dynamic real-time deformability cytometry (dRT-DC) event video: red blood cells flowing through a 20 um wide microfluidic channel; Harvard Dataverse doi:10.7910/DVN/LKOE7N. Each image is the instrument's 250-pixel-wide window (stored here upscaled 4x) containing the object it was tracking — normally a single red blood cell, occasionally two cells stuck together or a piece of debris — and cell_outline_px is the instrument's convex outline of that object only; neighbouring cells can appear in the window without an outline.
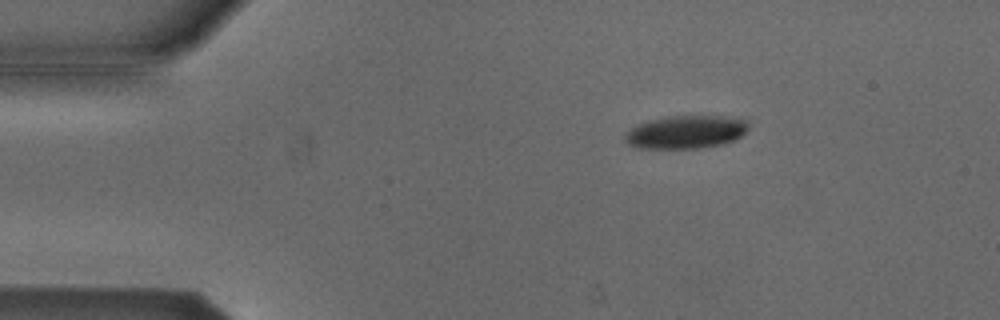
{"species": "Egyptian fruit bat (a non-hibernating species)", "species_latin": "Rousettus aegyptiacus", "temperature_condition": "cold", "stored_images_in_passage": 52, "camera_frame_rate_fps": 3000, "um_per_image_px": 0.085, "animal": {"sex": "male"}, "frame": {"image": 1, "passage_image": 7, "time_ms": 2.0, "image_size_px": [1000, 320], "cell_outline_px": [[748, 128], [736, 140], [724, 144], [700, 148], [640, 148], [628, 144], [624, 140], [624, 136], [636, 124], [648, 120], [668, 116], [720, 116], [748, 120]], "centroid_in_image_um": [58.3, 11.22], "position_along_channel_um": 26.7, "area_um2": 23.81}}
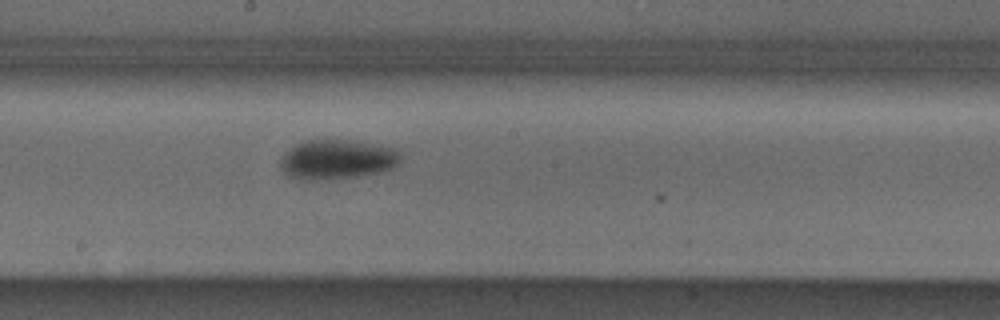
{"frame": {"image": 2, "passage_image": 27, "time_ms": 8.667, "image_size_px": [1000, 320], "cell_outline_px": [[400, 164], [384, 172], [328, 180], [300, 180], [284, 172], [280, 168], [280, 160], [284, 152], [296, 144], [308, 140], [352, 140], [396, 148], [400, 152]], "centroid_in_image_um": [28.67, 13.56], "position_along_channel_um": 219.5, "area_um2": 28.03}}
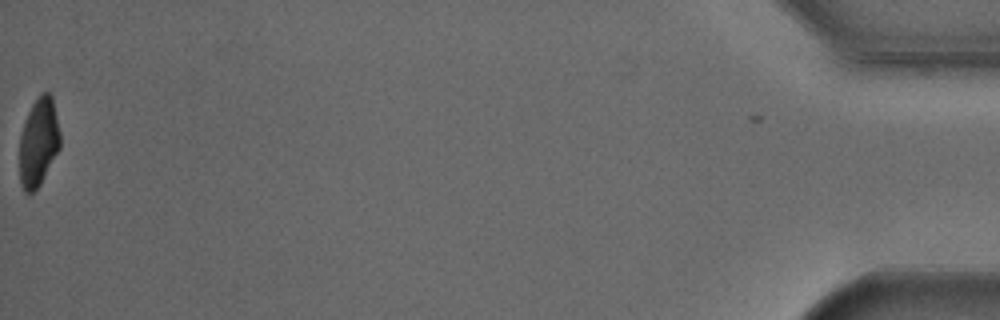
{"frame": {"image": 3, "passage_image": 52, "time_ms": 17.0, "image_size_px": [1000, 320], "cell_outline_px": [[60, 148], [40, 184], [32, 192], [24, 192], [20, 184], [20, 136], [28, 112], [32, 104], [40, 92], [48, 92], [52, 96], [60, 132]], "centroid_in_image_um": [3.28, 12.06], "position_along_channel_um": 431.9, "area_um2": 20.81}, "authors_computed_cell_mechanics": {"area_um2": 24.854, "velocity_mm_per_s": 3.8192, "shape_relaxation_time_tau1_ms": 3.3269, "shape_relaxation_time_tau2_ms": null, "deformation_change_tau1": 0.1153, "deformation_change_tau2": null}}